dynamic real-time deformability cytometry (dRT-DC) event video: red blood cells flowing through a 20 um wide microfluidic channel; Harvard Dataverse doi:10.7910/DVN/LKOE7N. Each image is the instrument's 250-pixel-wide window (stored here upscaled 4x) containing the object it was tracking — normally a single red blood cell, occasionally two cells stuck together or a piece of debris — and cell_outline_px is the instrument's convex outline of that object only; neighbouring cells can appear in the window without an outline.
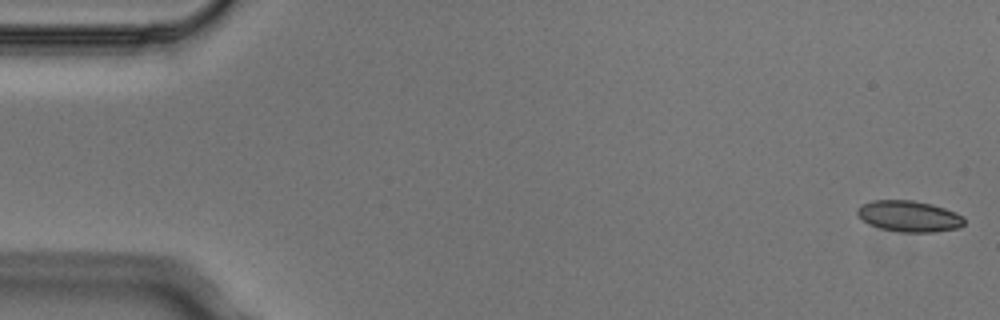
{"species": "Egyptian fruit bat (a non-hibernating species)", "species_latin": "Rousettus aegyptiacus", "temperature_condition": "cold", "stored_images_in_passage": 6, "camera_frame_rate_fps": 3000, "um_per_image_px": 0.085, "animal": {"sex": "male"}, "frame": {"image": 1, "passage_image": 1, "time_ms": 0.0, "image_size_px": [1000, 320], "cell_outline_px": [[964, 224], [960, 228], [936, 232], [900, 232], [880, 228], [868, 224], [856, 212], [856, 208], [872, 200], [912, 200], [932, 204], [956, 212], [964, 216]], "centroid_in_image_um": [77.3, 18.38], "position_along_channel_um": 7.7, "area_um2": 19.48}}